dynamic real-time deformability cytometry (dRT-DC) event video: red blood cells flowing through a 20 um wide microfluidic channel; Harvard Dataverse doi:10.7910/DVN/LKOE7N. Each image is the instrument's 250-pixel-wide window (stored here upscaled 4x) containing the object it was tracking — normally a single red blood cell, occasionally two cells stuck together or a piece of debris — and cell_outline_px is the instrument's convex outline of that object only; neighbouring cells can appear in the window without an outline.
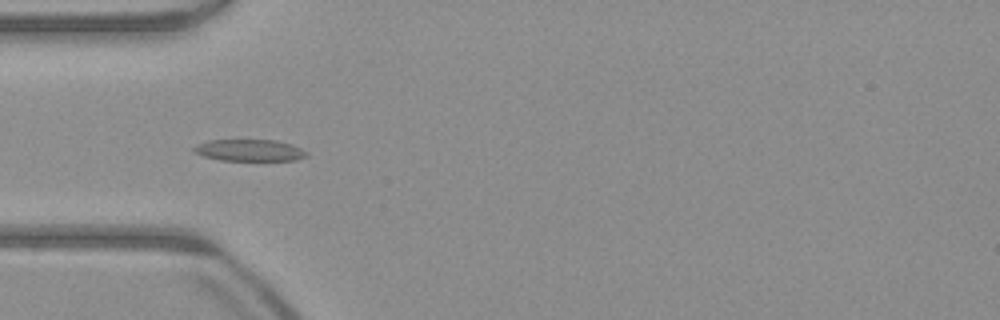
{"species": "common noctule bat (a hibernating species)", "species_latin": "Nyctalus noctula", "temperature_condition": "warm", "stored_images_in_passage": 51, "camera_frame_rate_fps": 3000, "um_per_image_px": 0.085, "animal": {"sex": "male", "body_mass_g": 23.1, "forearm_length_mm": 52.7}, "frame": {"image": 1, "passage_image": 15, "time_ms": 4.667, "image_size_px": [1000, 320], "cell_outline_px": [[308, 156], [296, 160], [220, 160], [204, 156], [192, 152], [192, 148], [196, 144], [208, 140], [276, 140], [292, 144], [308, 152]], "centroid_in_image_um": [21.19, 12.77], "position_along_channel_um": 63.8, "area_um2": 14.33}}
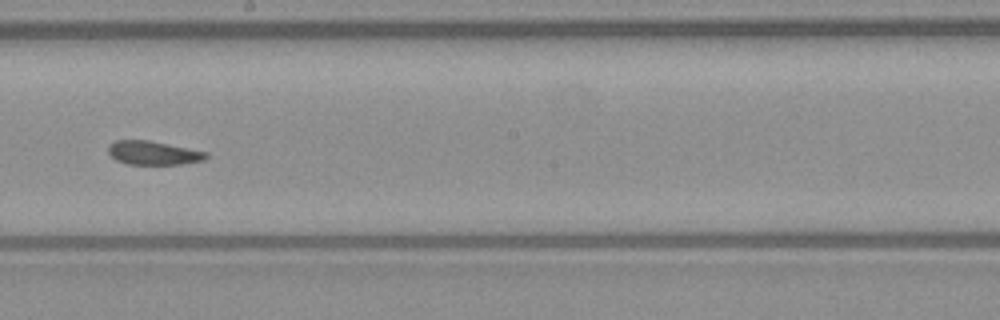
{"frame": {"image": 2, "passage_image": 28, "time_ms": 9.0, "image_size_px": [1000, 320], "cell_outline_px": [[208, 156], [204, 160], [180, 164], [128, 164], [116, 160], [108, 152], [108, 144], [116, 140], [148, 140], [208, 152]], "centroid_in_image_um": [13.01, 12.99], "position_along_channel_um": 235.2, "area_um2": 13.47}}
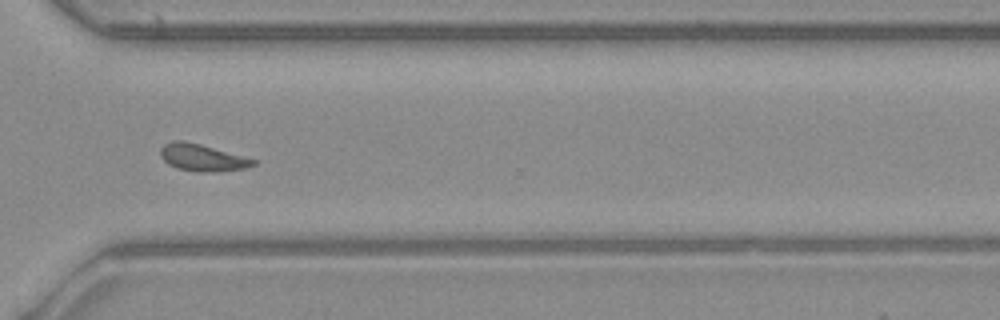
{"frame": {"image": 3, "passage_image": 37, "time_ms": 12.0, "image_size_px": [1000, 320], "cell_outline_px": [[256, 164], [244, 168], [216, 172], [196, 172], [176, 168], [168, 164], [160, 156], [160, 148], [164, 144], [172, 140], [184, 140], [200, 144], [256, 160]], "centroid_in_image_um": [17.13, 13.4], "position_along_channel_um": 353.5, "area_um2": 14.57}, "authors_computed_cell_mechanics": {"area_um2": 14.3344, "velocity_mm_per_s": 3.945, "shape_relaxation_time_tau1_ms": null, "shape_relaxation_time_tau2_ms": 9.9297, "deformation_change_tau1": null, "deformation_change_tau2": 0.1592}}